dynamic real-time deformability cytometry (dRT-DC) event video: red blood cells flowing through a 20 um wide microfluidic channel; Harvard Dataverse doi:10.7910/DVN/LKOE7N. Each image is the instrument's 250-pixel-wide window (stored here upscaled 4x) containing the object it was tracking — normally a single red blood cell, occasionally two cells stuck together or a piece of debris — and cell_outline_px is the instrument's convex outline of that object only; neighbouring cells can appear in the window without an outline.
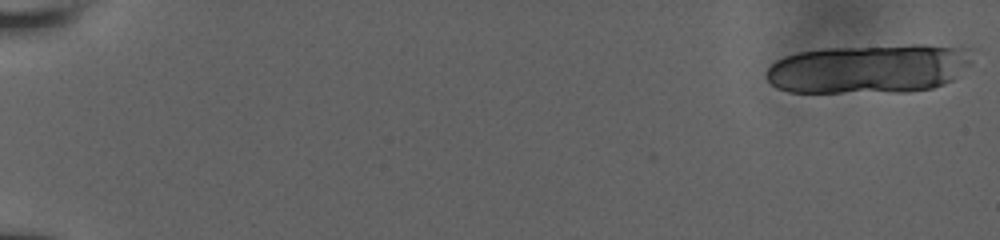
{"species": "human", "species_latin": "Homo sapiens", "temperature_condition": "room temperature", "stored_images_in_passage": 3, "camera_frame_rate_fps": 3000, "um_per_image_px": 0.085, "donor": {"sex": "male"}, "frame": {"image": 1, "passage_image": 1, "time_ms": 0.0, "image_size_px": [1000, 240], "cell_outline_px": [[968, 64], [952, 80], [944, 84], [932, 88], [908, 92], [788, 92], [776, 88], [768, 80], [768, 68], [776, 60], [784, 56], [800, 52], [824, 48], [912, 44], [920, 44], [968, 48]], "centroid_in_image_um": [73.83, 5.84], "position_along_channel_um": 11.2, "area_um2": 58.84}}